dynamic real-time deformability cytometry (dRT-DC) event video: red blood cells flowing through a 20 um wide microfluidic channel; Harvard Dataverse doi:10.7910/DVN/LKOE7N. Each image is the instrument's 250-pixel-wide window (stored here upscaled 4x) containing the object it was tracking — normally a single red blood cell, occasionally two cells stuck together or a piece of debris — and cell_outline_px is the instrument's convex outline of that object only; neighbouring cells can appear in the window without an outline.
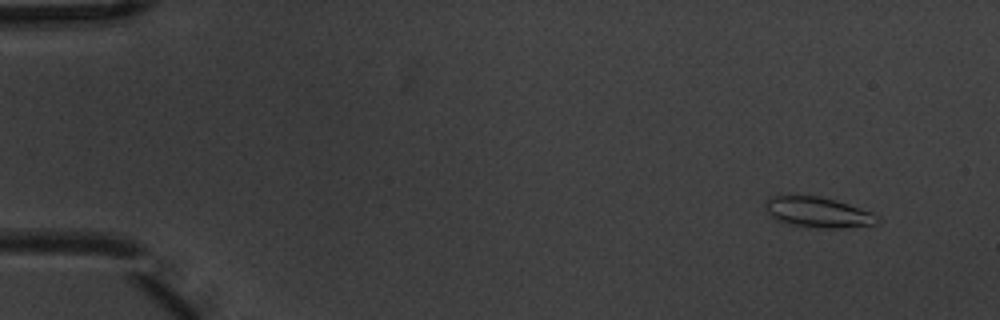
{"species": "common noctule bat (a hibernating species)", "species_latin": "Nyctalus noctula", "temperature_condition": "warm", "stored_images_in_passage": 4, "camera_frame_rate_fps": 3000, "um_per_image_px": 0.085, "animal": {"sex": "male", "body_mass_g": 20.1, "forearm_length_mm": 53.5}, "frame": {"image": 1, "passage_image": 1, "time_ms": 0.0, "image_size_px": [1000, 320], "cell_outline_px": [[880, 220], [872, 224], [836, 228], [824, 228], [792, 224], [776, 220], [768, 212], [764, 204], [764, 200], [768, 196], [820, 196], [836, 200], [872, 212]], "centroid_in_image_um": [69.48, 18.02], "position_along_channel_um": 15.5, "area_um2": 19.48}}